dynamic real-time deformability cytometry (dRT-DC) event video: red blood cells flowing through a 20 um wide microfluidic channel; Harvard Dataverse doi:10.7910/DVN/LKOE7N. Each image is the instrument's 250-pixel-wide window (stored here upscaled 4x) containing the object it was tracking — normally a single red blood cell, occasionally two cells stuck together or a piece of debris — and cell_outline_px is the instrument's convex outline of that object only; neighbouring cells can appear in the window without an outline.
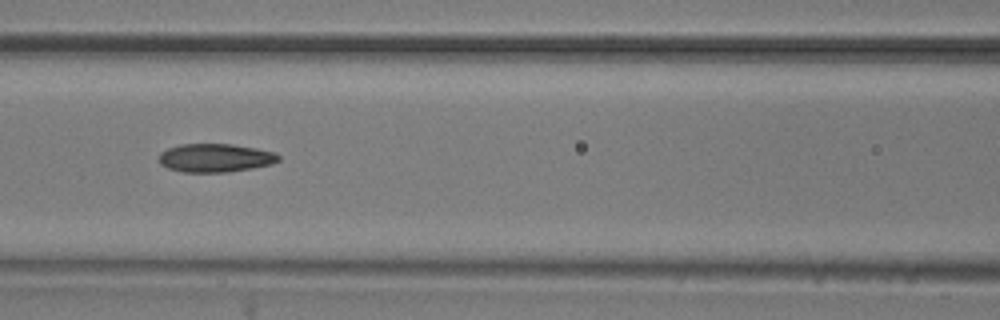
{"species": "common noctule bat (a hibernating species)", "species_latin": "Nyctalus noctula", "temperature_condition": "room temperature", "stored_images_in_passage": 10, "camera_frame_rate_fps": 3000, "um_per_image_px": 0.085, "animal": {"sex": "male", "body_mass_g": 20.5, "forearm_length_mm": 52.5}, "frame": {"image": 1, "passage_image": 7, "time_ms": 7.667, "image_size_px": [1000, 320], "cell_outline_px": [[280, 160], [272, 164], [252, 168], [228, 172], [184, 172], [168, 168], [160, 164], [160, 152], [168, 148], [180, 144], [232, 144], [256, 148], [276, 152], [280, 156]], "centroid_in_image_um": [18.33, 13.42], "position_along_channel_um": 148.3, "area_um2": 19.88}}
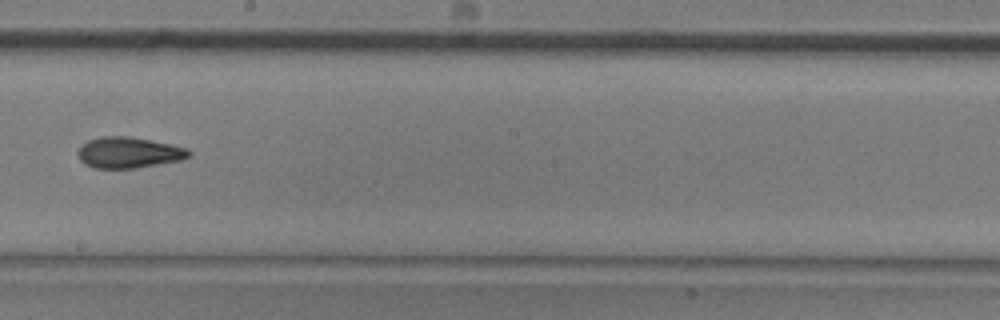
{"frame": {"image": 2, "passage_image": 9, "time_ms": 10.0, "image_size_px": [1000, 320], "cell_outline_px": [[192, 152], [188, 156], [180, 160], [136, 168], [96, 168], [84, 164], [80, 160], [76, 152], [80, 144], [88, 140], [100, 136], [128, 136], [152, 140], [172, 144], [188, 148]], "centroid_in_image_um": [10.9, 12.95], "position_along_channel_um": 237.3, "area_um2": 20.23}}
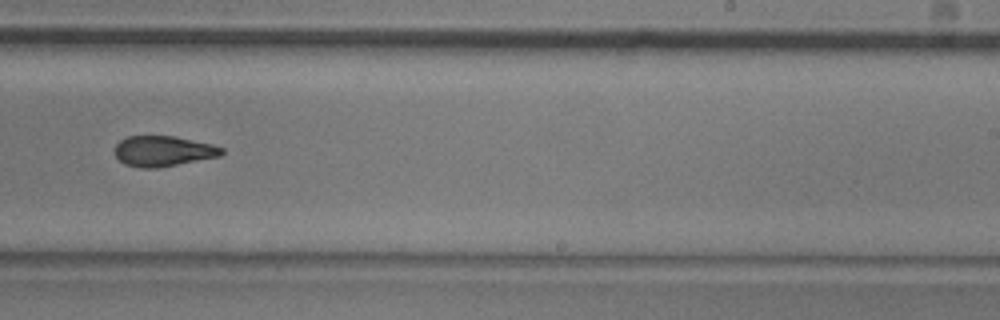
{"frame": {"image": 3, "passage_image": 10, "time_ms": 11.0, "image_size_px": [1000, 320], "cell_outline_px": [[224, 152], [220, 156], [156, 168], [140, 168], [124, 164], [116, 156], [116, 144], [120, 140], [128, 136], [172, 136], [212, 144], [224, 148]], "centroid_in_image_um": [13.87, 12.84], "position_along_channel_um": 275.1, "area_um2": 18.79}}